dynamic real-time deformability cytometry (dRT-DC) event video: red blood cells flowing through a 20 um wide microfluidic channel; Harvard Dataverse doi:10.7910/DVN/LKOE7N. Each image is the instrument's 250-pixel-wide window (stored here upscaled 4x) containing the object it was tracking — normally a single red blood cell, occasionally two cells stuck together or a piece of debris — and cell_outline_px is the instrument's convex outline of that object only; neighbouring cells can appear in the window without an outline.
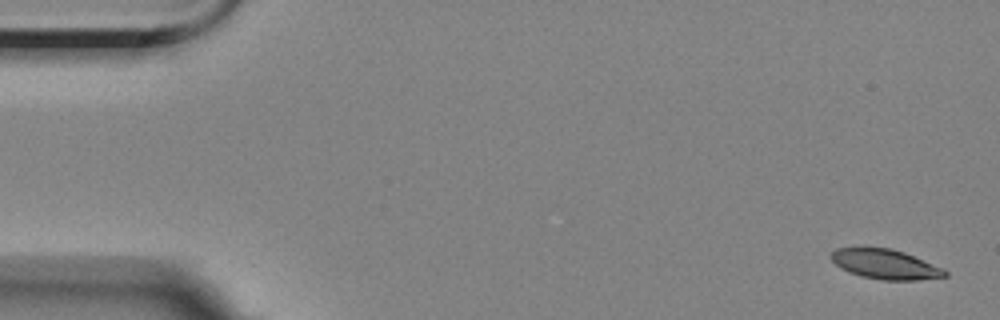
{"species": "Egyptian fruit bat (a non-hibernating species)", "species_latin": "Rousettus aegyptiacus", "temperature_condition": "room temperature", "stored_images_in_passage": 5, "camera_frame_rate_fps": 3000, "um_per_image_px": 0.085, "animal": {"sex": "female"}, "frame": {"image": 1, "passage_image": 1, "time_ms": 0.0, "image_size_px": [1000, 320], "cell_outline_px": [[948, 276], [916, 280], [880, 280], [860, 276], [848, 272], [840, 268], [828, 256], [836, 248], [892, 248], [904, 252], [944, 268], [948, 272]], "centroid_in_image_um": [75.25, 22.47], "position_along_channel_um": 9.8, "area_um2": 19.83}}
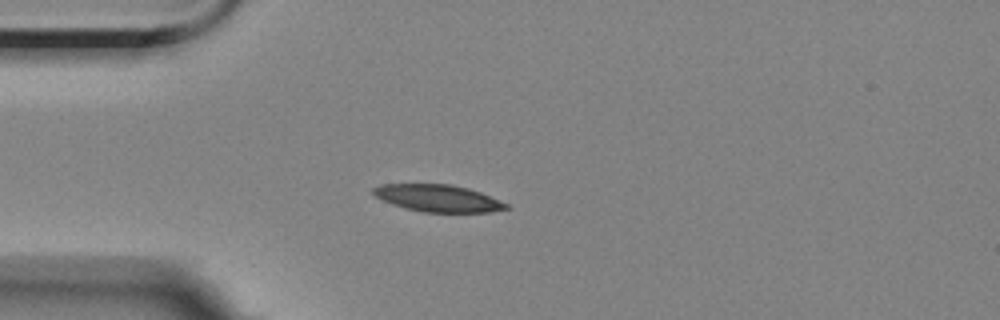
{"frame": {"image": 2, "passage_image": 5, "time_ms": 4.333, "image_size_px": [1000, 320], "cell_outline_px": [[512, 208], [488, 212], [420, 212], [404, 208], [392, 204], [376, 196], [372, 192], [372, 188], [380, 184], [452, 184], [468, 188], [480, 192], [508, 204]], "centroid_in_image_um": [37.23, 16.85], "position_along_channel_um": 47.8, "area_um2": 20.98}}